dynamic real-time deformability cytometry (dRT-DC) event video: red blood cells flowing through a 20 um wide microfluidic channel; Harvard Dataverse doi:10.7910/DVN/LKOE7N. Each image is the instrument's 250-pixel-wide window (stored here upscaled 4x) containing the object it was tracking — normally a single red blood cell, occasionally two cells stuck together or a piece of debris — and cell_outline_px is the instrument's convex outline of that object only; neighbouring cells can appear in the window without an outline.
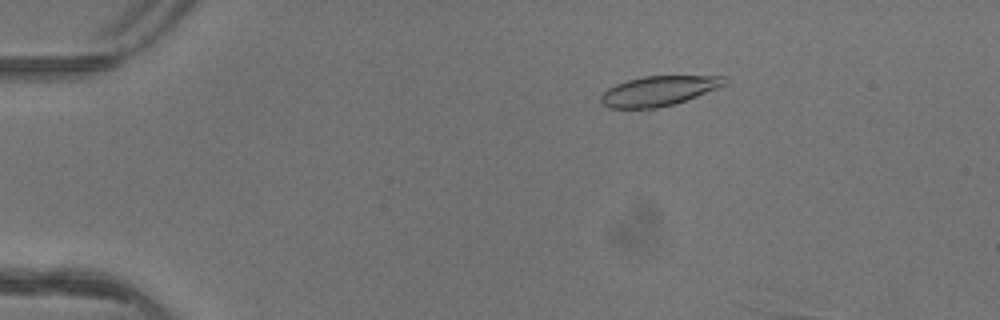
{"species": "common noctule bat (a hibernating species)", "species_latin": "Nyctalus noctula", "temperature_condition": "warm", "stored_images_in_passage": 5, "segment_of_instrument_passage": [1, 2], "camera_frame_rate_fps": 3000, "um_per_image_px": 0.085, "animal": {"sex": "female"}, "frame": {"image": 1, "passage_image": 1, "time_ms": 0.0, "image_size_px": [1000, 320], "cell_outline_px": [[728, 84], [720, 88], [672, 104], [656, 108], [608, 108], [600, 100], [600, 96], [608, 88], [616, 84], [628, 80], [644, 76], [728, 76]], "centroid_in_image_um": [56.03, 7.71], "position_along_channel_um": 29.0, "area_um2": 21.44}}